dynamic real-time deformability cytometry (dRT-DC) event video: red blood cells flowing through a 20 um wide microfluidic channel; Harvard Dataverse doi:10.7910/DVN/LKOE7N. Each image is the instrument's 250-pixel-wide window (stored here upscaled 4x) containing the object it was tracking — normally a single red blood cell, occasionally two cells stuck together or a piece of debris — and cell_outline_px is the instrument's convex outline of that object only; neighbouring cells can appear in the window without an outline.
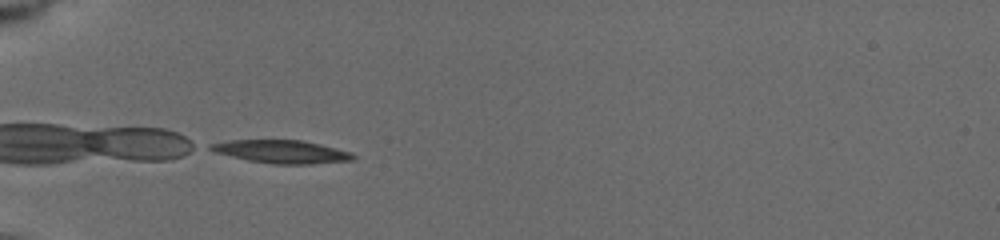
{"species": "common noctule bat (a hibernating species)", "species_latin": "Nyctalus noctula", "temperature_condition": "cold", "stored_images_in_passage": 7, "camera_frame_rate_fps": 3000, "um_per_image_px": 0.085, "animal": {"sex": "female", "body_mass_g": 19.5, "forearm_length_mm": 54.1}, "frame": {"image": 1, "passage_image": 1, "time_ms": 0.0, "image_size_px": [1000, 240], "cell_outline_px": [[356, 156], [352, 160], [308, 164], [272, 164], [248, 160], [216, 152], [208, 148], [208, 144], [232, 140], [300, 140], [352, 152]], "centroid_in_image_um": [23.93, 12.89], "position_along_channel_um": 61.1, "area_um2": 18.84}}
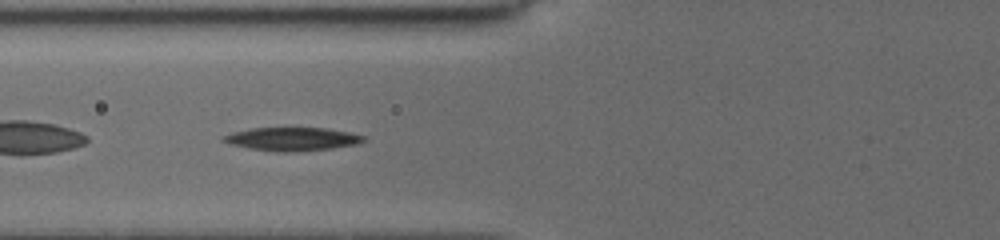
{"frame": {"image": 2, "passage_image": 4, "time_ms": 1.333, "image_size_px": [1000, 240], "cell_outline_px": [[368, 140], [356, 144], [332, 148], [296, 152], [276, 152], [248, 148], [232, 144], [220, 140], [220, 136], [232, 132], [248, 128], [324, 128], [348, 132], [368, 136]], "centroid_in_image_um": [24.82, 11.82], "position_along_channel_um": 101.0, "area_um2": 19.31}}
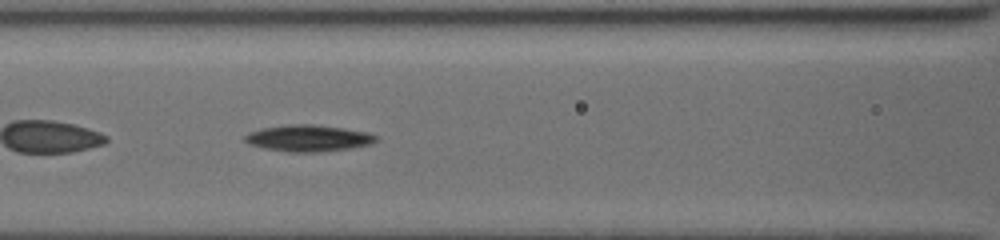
{"frame": {"image": 3, "passage_image": 7, "time_ms": 2.333, "image_size_px": [1000, 240], "cell_outline_px": [[380, 140], [372, 144], [352, 148], [324, 152], [288, 152], [264, 148], [248, 144], [244, 140], [244, 136], [248, 132], [260, 128], [288, 124], [312, 124], [344, 128], [368, 132], [376, 136]], "centroid_in_image_um": [26.22, 11.75], "position_along_channel_um": 140.4, "area_um2": 20.63}}